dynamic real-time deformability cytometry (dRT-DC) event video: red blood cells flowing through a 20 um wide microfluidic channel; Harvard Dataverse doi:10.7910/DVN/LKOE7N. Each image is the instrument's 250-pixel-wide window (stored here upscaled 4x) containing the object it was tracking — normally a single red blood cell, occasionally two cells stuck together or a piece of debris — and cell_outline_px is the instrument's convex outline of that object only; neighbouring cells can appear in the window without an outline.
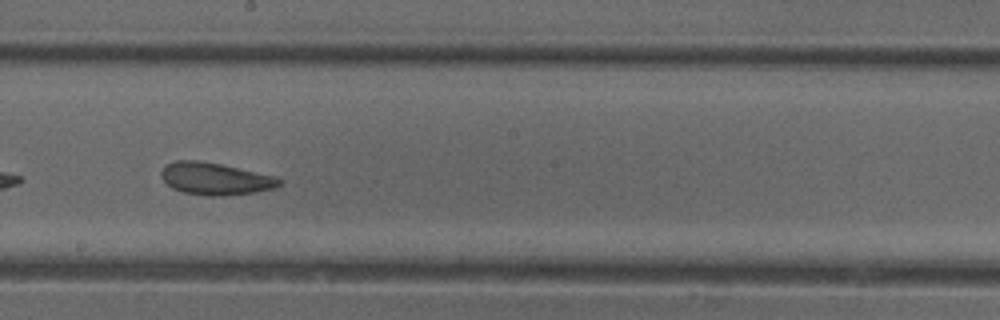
{"species": "common noctule bat (a hibernating species)", "species_latin": "Nyctalus noctula", "temperature_condition": "cold", "stored_images_in_passage": 23, "camera_frame_rate_fps": 3000, "um_per_image_px": 0.085, "animal": {"sex": "female"}, "frame": {"image": 1, "passage_image": 14, "time_ms": 4.333, "image_size_px": [1000, 320], "cell_outline_px": [[284, 180], [276, 188], [252, 192], [224, 196], [208, 196], [184, 192], [172, 188], [160, 176], [160, 172], [168, 164], [176, 160], [196, 160], [220, 164], [276, 176]], "centroid_in_image_um": [18.32, 15.19], "position_along_channel_um": 229.9, "area_um2": 22.02}}
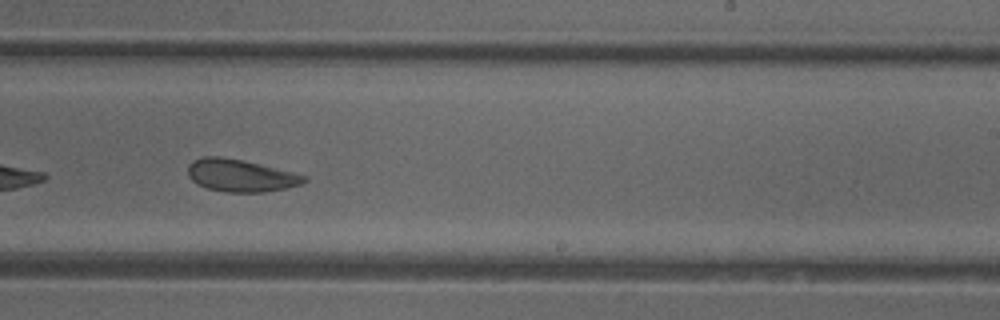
{"frame": {"image": 2, "passage_image": 17, "time_ms": 5.333, "image_size_px": [1000, 320], "cell_outline_px": [[308, 180], [300, 184], [284, 188], [264, 192], [224, 192], [208, 188], [192, 180], [188, 176], [188, 164], [192, 160], [200, 156], [220, 156], [244, 160], [308, 176]], "centroid_in_image_um": [20.42, 14.9], "position_along_channel_um": 268.6, "area_um2": 21.91}}
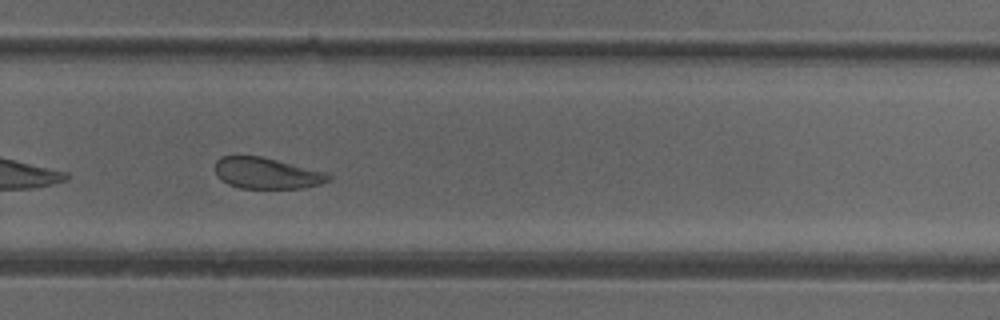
{"frame": {"image": 3, "passage_image": 20, "time_ms": 6.333, "image_size_px": [1000, 320], "cell_outline_px": [[332, 180], [320, 184], [304, 188], [240, 188], [228, 184], [220, 180], [216, 172], [216, 160], [220, 156], [260, 156], [324, 172], [332, 176]], "centroid_in_image_um": [22.66, 14.73], "position_along_channel_um": 307.1, "area_um2": 20.4}}